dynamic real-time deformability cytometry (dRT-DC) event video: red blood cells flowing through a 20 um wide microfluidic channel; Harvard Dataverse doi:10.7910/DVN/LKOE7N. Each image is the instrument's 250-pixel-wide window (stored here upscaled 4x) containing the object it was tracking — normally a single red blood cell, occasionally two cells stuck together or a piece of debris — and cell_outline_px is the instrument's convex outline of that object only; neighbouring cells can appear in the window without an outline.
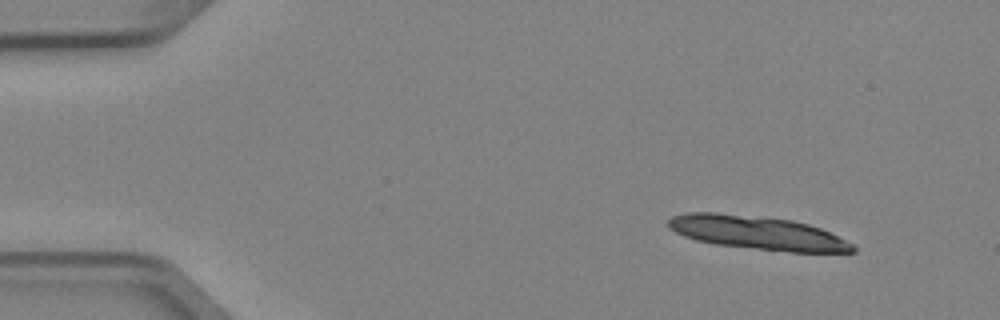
{"species": "Egyptian fruit bat (a non-hibernating species)", "species_latin": "Rousettus aegyptiacus", "temperature_condition": "cold", "stored_images_in_passage": 4, "camera_frame_rate_fps": 3000, "um_per_image_px": 0.085, "animal": {"sex": "female"}, "frame": {"image": 1, "passage_image": 1, "time_ms": 0.0, "image_size_px": [1000, 320], "cell_outline_px": [[856, 252], [788, 252], [716, 244], [696, 240], [684, 236], [668, 228], [668, 220], [672, 216], [684, 212], [716, 212], [792, 220], [808, 224], [820, 228], [852, 244], [856, 248]], "centroid_in_image_um": [64.34, 19.78], "position_along_channel_um": 20.7, "area_um2": 35.84}}